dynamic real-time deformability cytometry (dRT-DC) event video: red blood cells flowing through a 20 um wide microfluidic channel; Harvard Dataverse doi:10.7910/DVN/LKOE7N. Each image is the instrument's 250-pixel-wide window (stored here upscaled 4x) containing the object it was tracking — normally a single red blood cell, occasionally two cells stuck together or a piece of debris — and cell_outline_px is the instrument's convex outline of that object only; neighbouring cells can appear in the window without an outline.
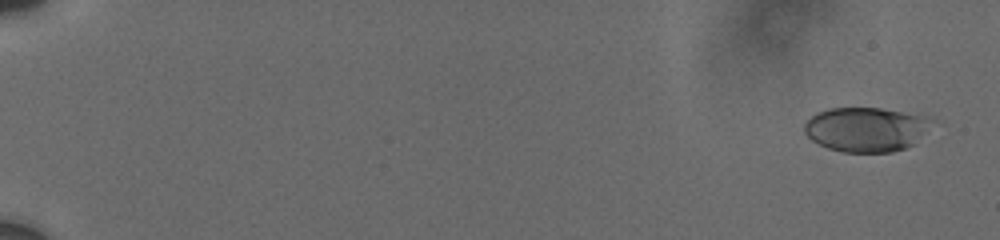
{"species": "human", "species_latin": "Homo sapiens", "temperature_condition": "cold", "stored_images_in_passage": 8, "camera_frame_rate_fps": 3000, "um_per_image_px": 0.085, "donor": {"sex": "male"}, "frame": {"image": 1, "passage_image": 1, "time_ms": 0.0, "image_size_px": [1000, 240], "cell_outline_px": [[916, 120], [912, 144], [904, 148], [892, 152], [844, 152], [828, 148], [812, 140], [804, 132], [804, 124], [816, 112], [828, 108], [880, 108], [900, 112], [916, 116]], "centroid_in_image_um": [73.23, 11.01], "position_along_channel_um": 11.8, "area_um2": 30.4}}
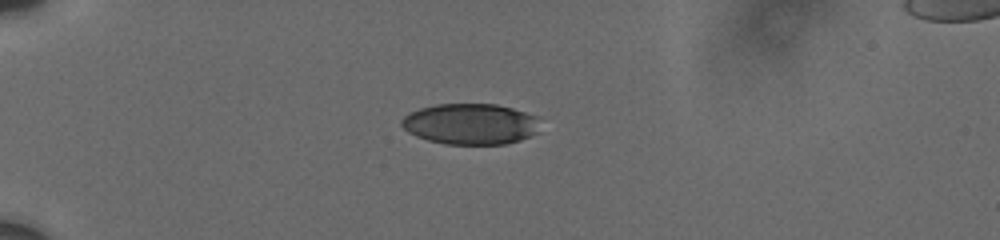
{"frame": {"image": 2, "passage_image": 6, "time_ms": 5.0, "image_size_px": [1000, 240], "cell_outline_px": [[540, 116], [536, 132], [520, 140], [504, 144], [444, 144], [428, 140], [416, 136], [408, 132], [400, 124], [400, 120], [404, 116], [420, 108], [436, 104], [496, 104], [512, 108]], "centroid_in_image_um": [39.99, 10.53], "position_along_channel_um": 45.0, "area_um2": 33.06}}